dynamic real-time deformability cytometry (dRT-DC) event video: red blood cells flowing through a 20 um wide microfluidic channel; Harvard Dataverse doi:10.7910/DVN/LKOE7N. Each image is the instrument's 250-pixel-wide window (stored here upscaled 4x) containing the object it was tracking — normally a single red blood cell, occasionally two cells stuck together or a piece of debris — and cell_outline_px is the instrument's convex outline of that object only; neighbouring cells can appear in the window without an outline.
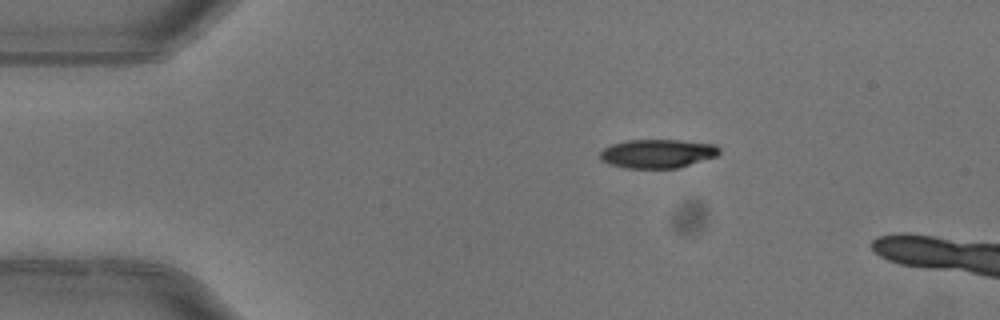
{"species": "common noctule bat (a hibernating species)", "species_latin": "Nyctalus noctula", "temperature_condition": "warm", "stored_images_in_passage": 4, "camera_frame_rate_fps": 3000, "um_per_image_px": 0.085, "animal": {"sex": "female"}, "frame": {"image": 1, "passage_image": 2, "time_ms": 0.333, "image_size_px": [1000, 320], "cell_outline_px": [[720, 152], [716, 156], [680, 168], [624, 168], [608, 164], [600, 160], [600, 152], [604, 148], [612, 144], [628, 140], [680, 140], [716, 144], [720, 148]], "centroid_in_image_um": [55.89, 13.06], "position_along_channel_um": 29.1, "area_um2": 20.17}}